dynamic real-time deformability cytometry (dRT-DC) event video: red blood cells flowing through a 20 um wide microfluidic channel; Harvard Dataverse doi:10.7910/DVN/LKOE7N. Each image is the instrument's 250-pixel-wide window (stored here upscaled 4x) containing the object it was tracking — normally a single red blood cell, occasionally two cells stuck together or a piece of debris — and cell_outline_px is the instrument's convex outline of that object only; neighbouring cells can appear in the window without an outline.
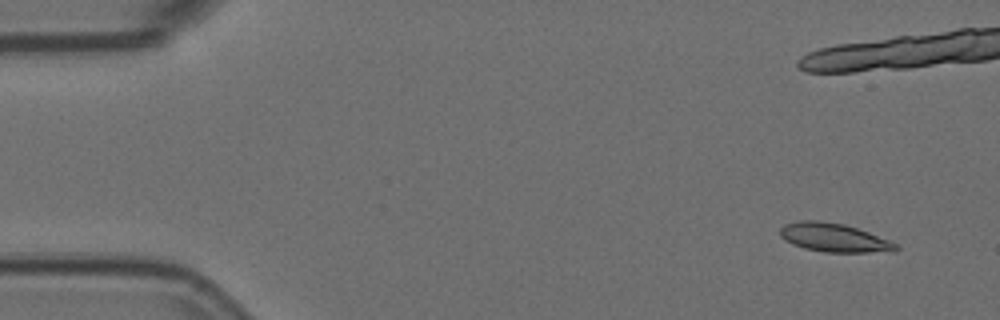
{"species": "Egyptian fruit bat (a non-hibernating species)", "species_latin": "Rousettus aegyptiacus", "temperature_condition": "room temperature", "stored_images_in_passage": 17, "camera_frame_rate_fps": 3000, "um_per_image_px": 0.085, "animal": {"sex": "female"}, "frame": {"image": 1, "passage_image": 1, "time_ms": 0.0, "image_size_px": [1000, 320], "cell_outline_px": [[900, 248], [896, 252], [824, 252], [804, 248], [792, 244], [784, 240], [780, 236], [780, 228], [784, 224], [800, 220], [820, 220], [844, 224], [868, 232], [888, 240], [896, 244]], "centroid_in_image_um": [70.87, 20.2], "position_along_channel_um": 14.1, "area_um2": 19.42}}
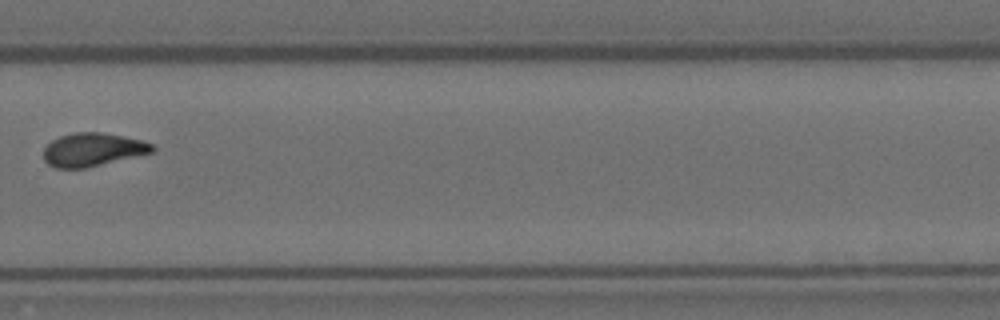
{"frame": {"image": 2, "passage_image": 12, "time_ms": 3.667, "image_size_px": [1000, 320], "cell_outline_px": [[156, 152], [84, 168], [56, 168], [48, 164], [44, 160], [44, 148], [52, 140], [60, 136], [76, 132], [100, 132], [140, 140], [152, 144], [156, 148]], "centroid_in_image_um": [7.89, 12.72], "position_along_channel_um": 321.9, "area_um2": 20.98}}
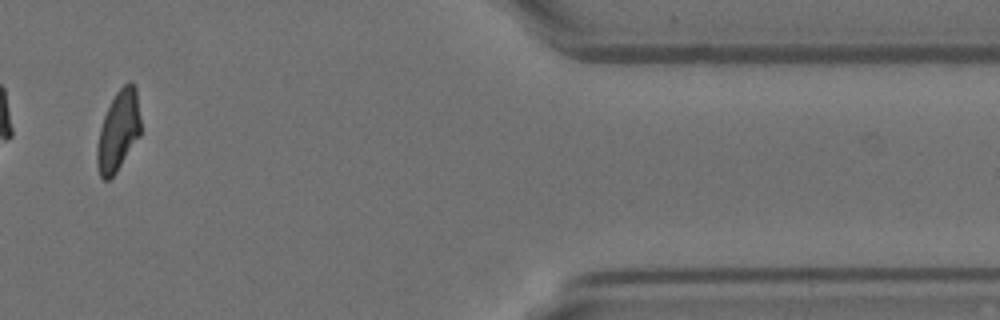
{"frame": {"image": 3, "passage_image": 15, "time_ms": 4.667, "image_size_px": [1000, 320], "cell_outline_px": [[140, 136], [116, 172], [108, 180], [104, 180], [100, 176], [96, 164], [96, 148], [100, 128], [104, 116], [116, 92], [128, 80], [132, 80], [136, 88], [140, 116]], "centroid_in_image_um": [10.06, 11.12], "position_along_channel_um": 401.3, "area_um2": 20.46}}